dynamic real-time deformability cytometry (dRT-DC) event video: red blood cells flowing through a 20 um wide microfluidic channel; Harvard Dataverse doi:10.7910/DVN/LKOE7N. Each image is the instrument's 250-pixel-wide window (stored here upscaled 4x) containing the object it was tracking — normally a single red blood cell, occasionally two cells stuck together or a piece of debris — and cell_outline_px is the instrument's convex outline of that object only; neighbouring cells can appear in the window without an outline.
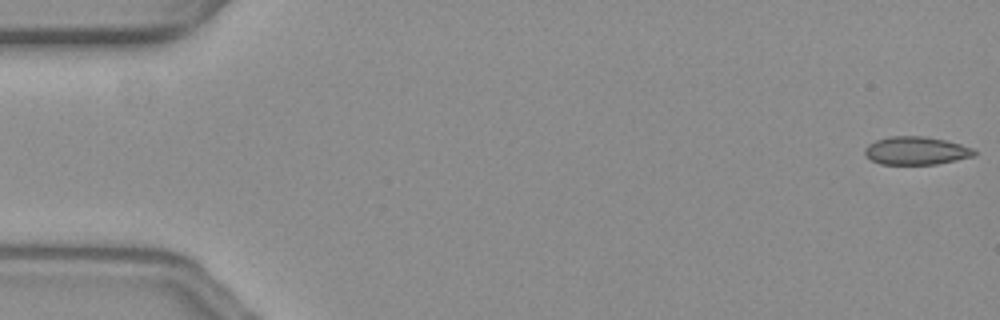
{"species": "common noctule bat (a hibernating species)", "species_latin": "Nyctalus noctula", "temperature_condition": "warm", "stored_images_in_passage": 52, "camera_frame_rate_fps": 3000, "um_per_image_px": 0.085, "animal": {"sex": "female", "body_mass_g": 19.3, "forearm_length_mm": 54.1}, "frame": {"image": 1, "passage_image": 1, "time_ms": 0.0, "image_size_px": [1000, 320], "cell_outline_px": [[976, 152], [972, 156], [936, 164], [880, 164], [872, 160], [864, 152], [864, 148], [868, 144], [876, 140], [892, 136], [924, 136], [944, 140], [960, 144], [972, 148]], "centroid_in_image_um": [77.83, 12.8], "position_along_channel_um": 7.2, "area_um2": 17.63}}
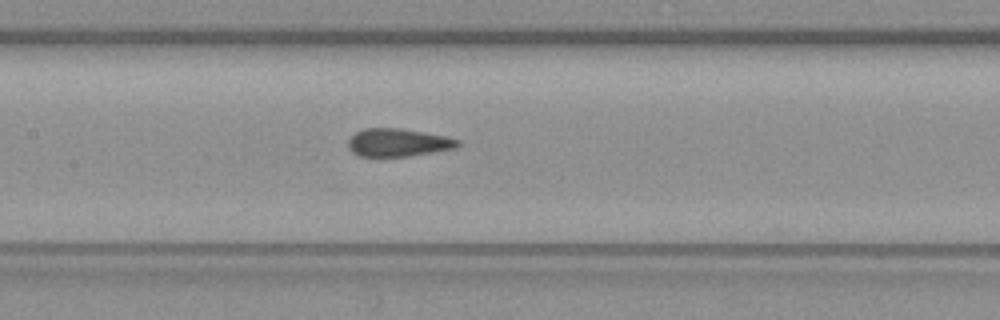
{"frame": {"image": 2, "passage_image": 27, "time_ms": 8.667, "image_size_px": [1000, 320], "cell_outline_px": [[460, 144], [456, 148], [408, 156], [360, 156], [352, 152], [348, 148], [348, 140], [356, 132], [364, 128], [400, 128], [424, 132], [444, 136], [460, 140]], "centroid_in_image_um": [33.82, 12.11], "position_along_channel_um": 173.6, "area_um2": 17.74}}
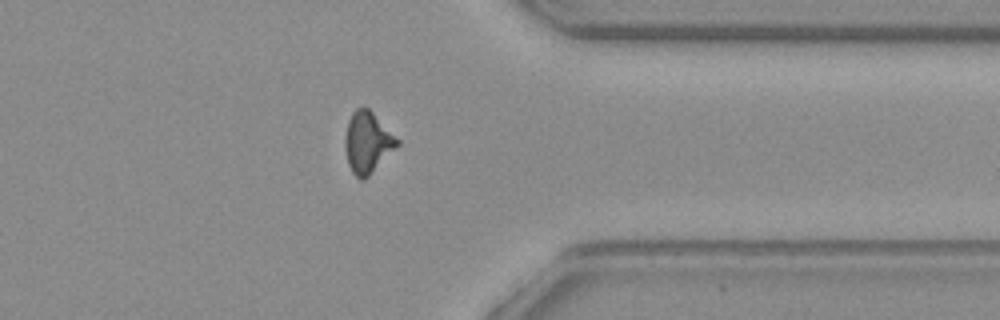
{"frame": {"image": 3, "passage_image": 45, "time_ms": 14.667, "image_size_px": [1000, 320], "cell_outline_px": [[400, 144], [364, 180], [360, 180], [352, 172], [348, 164], [344, 144], [344, 140], [348, 120], [352, 112], [356, 108], [364, 104], [400, 140]], "centroid_in_image_um": [31.23, 12.08], "position_along_channel_um": 380.2, "area_um2": 18.67}, "authors_computed_cell_mechanics": {"area_um2": 18.207, "velocity_mm_per_s": 3.6061, "shape_relaxation_time_tau1_ms": null, "shape_relaxation_time_tau2_ms": 1.1717, "deformation_change_tau1": null, "deformation_change_tau2": 0.0647}}